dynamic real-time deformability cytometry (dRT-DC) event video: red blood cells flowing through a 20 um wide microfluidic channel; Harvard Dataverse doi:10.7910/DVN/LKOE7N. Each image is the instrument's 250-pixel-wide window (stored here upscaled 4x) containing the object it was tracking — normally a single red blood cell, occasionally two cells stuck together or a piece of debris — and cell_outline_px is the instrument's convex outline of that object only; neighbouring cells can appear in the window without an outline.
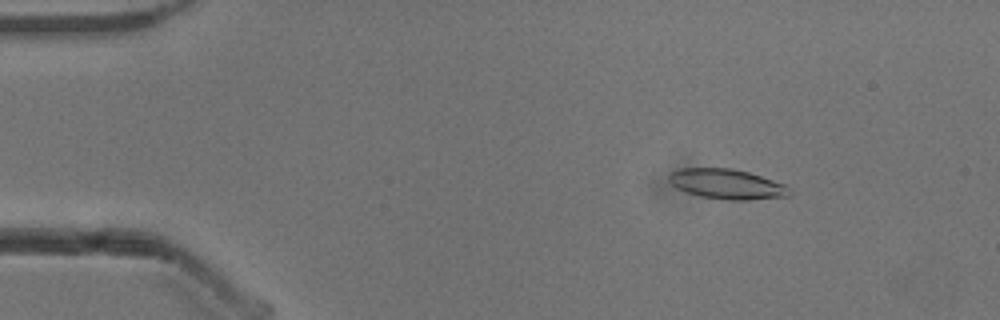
{"species": "common noctule bat (a hibernating species)", "species_latin": "Nyctalus noctula", "temperature_condition": "cold", "stored_images_in_passage": 9, "camera_frame_rate_fps": 3000, "um_per_image_px": 0.085, "animal": {"sex": "male", "body_mass_g": 13.3}, "frame": {"image": 1, "passage_image": 8, "time_ms": 2.333, "image_size_px": [1000, 320], "cell_outline_px": [[792, 196], [748, 200], [724, 200], [700, 196], [676, 188], [668, 180], [668, 176], [672, 172], [680, 168], [732, 168], [748, 172], [784, 184], [792, 192]], "centroid_in_image_um": [61.79, 15.65], "position_along_channel_um": 23.2, "area_um2": 21.1}}